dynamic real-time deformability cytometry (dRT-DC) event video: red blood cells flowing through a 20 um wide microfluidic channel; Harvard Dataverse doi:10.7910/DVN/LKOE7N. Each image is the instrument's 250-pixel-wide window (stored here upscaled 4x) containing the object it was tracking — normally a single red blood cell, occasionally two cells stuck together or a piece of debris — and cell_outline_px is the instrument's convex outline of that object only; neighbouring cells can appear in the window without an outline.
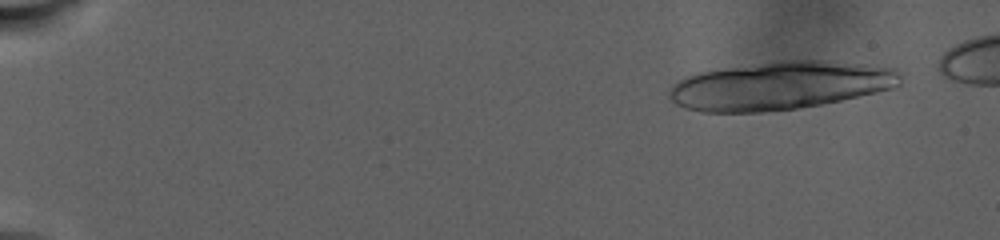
{"species": "human", "species_latin": "Homo sapiens", "temperature_condition": "warm", "stored_images_in_passage": 23, "camera_frame_rate_fps": 3000, "um_per_image_px": 0.085, "donor": {"sex": "male"}, "frame": {"image": 1, "passage_image": 4, "time_ms": 2.0, "image_size_px": [1000, 240], "cell_outline_px": [[904, 72], [900, 84], [892, 88], [876, 92], [840, 100], [800, 108], [756, 112], [700, 112], [684, 108], [676, 104], [668, 96], [668, 92], [672, 84], [676, 80], [684, 76], [700, 72], [776, 60], [828, 60], [900, 68]], "centroid_in_image_um": [66.32, 7.26], "position_along_channel_um": 18.7, "area_um2": 65.49}}
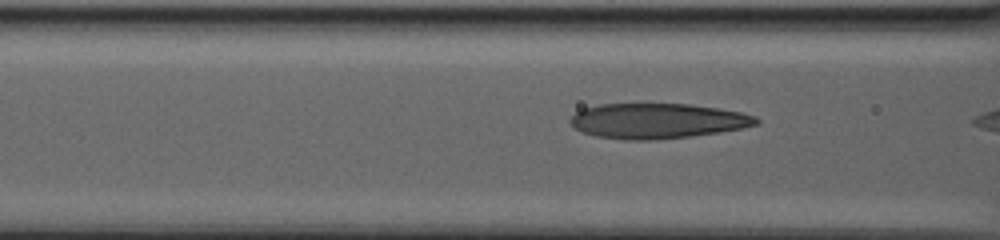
{"frame": {"image": 2, "passage_image": 20, "time_ms": 11.667, "image_size_px": [1000, 240], "cell_outline_px": [[760, 124], [744, 128], [720, 132], [656, 140], [624, 140], [596, 136], [580, 132], [568, 120], [576, 112], [584, 108], [600, 104], [688, 104], [716, 108], [740, 112], [756, 116], [760, 120]], "centroid_in_image_um": [55.88, 10.28], "position_along_channel_um": 110.7, "area_um2": 38.15}}